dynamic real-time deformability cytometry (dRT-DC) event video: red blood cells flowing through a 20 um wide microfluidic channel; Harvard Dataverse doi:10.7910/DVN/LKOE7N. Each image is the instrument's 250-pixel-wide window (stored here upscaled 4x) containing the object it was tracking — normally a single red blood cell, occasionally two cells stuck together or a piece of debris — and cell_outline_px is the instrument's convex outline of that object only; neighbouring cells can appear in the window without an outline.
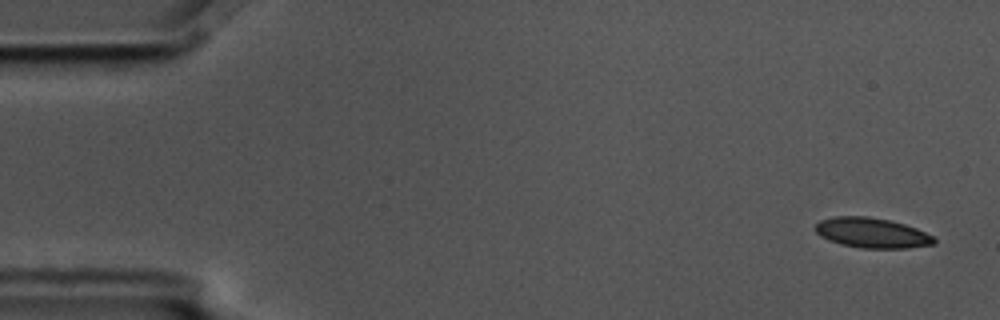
{"species": "common noctule bat (a hibernating species)", "species_latin": "Nyctalus noctula", "temperature_condition": "cold", "stored_images_in_passage": 4, "camera_frame_rate_fps": 3000, "um_per_image_px": 0.085, "animal": {"sex": "male", "body_mass_g": 17.5, "forearm_length_mm": 52.3}, "frame": {"image": 1, "passage_image": 1, "time_ms": 0.0, "image_size_px": [1000, 320], "cell_outline_px": [[936, 244], [908, 248], [860, 248], [840, 244], [828, 240], [820, 236], [812, 228], [820, 220], [836, 216], [868, 216], [888, 220], [904, 224], [916, 228], [936, 236]], "centroid_in_image_um": [74.12, 19.8], "position_along_channel_um": 10.9, "area_um2": 21.1}}
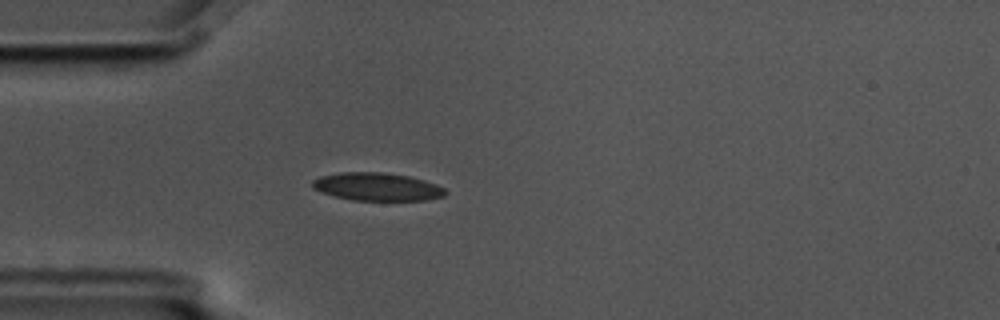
{"frame": {"image": 2, "passage_image": 4, "time_ms": 1.0, "image_size_px": [1000, 320], "cell_outline_px": [[448, 192], [444, 196], [428, 200], [352, 200], [336, 196], [312, 188], [312, 180], [320, 176], [340, 172], [380, 172], [408, 176], [424, 180], [436, 184], [444, 188]], "centroid_in_image_um": [32.07, 15.87], "position_along_channel_um": 52.9, "area_um2": 21.56}}